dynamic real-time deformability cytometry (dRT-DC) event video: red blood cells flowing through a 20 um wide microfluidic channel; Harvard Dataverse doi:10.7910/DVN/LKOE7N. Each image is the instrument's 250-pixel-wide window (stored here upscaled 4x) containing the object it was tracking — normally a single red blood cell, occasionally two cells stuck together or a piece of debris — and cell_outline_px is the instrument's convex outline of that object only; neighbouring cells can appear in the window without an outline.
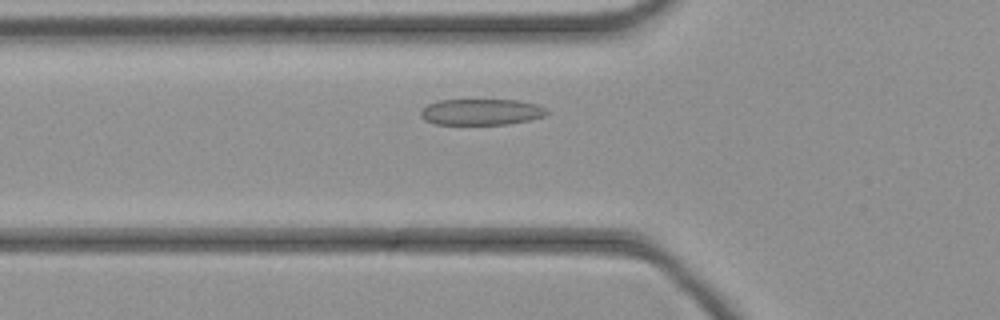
{"species": "common noctule bat (a hibernating species)", "species_latin": "Nyctalus noctula", "temperature_condition": "cold", "stored_images_in_passage": 35, "camera_frame_rate_fps": 3000, "um_per_image_px": 0.085, "animal": {"sex": "female", "body_mass_g": 21.9}, "frame": {"image": 1, "passage_image": 9, "time_ms": 2.667, "image_size_px": [1000, 320], "cell_outline_px": [[548, 112], [544, 116], [528, 120], [508, 124], [436, 124], [424, 120], [420, 116], [420, 112], [428, 104], [440, 100], [520, 100], [536, 104], [544, 108]], "centroid_in_image_um": [40.89, 9.51], "position_along_channel_um": 84.9, "area_um2": 19.07}}
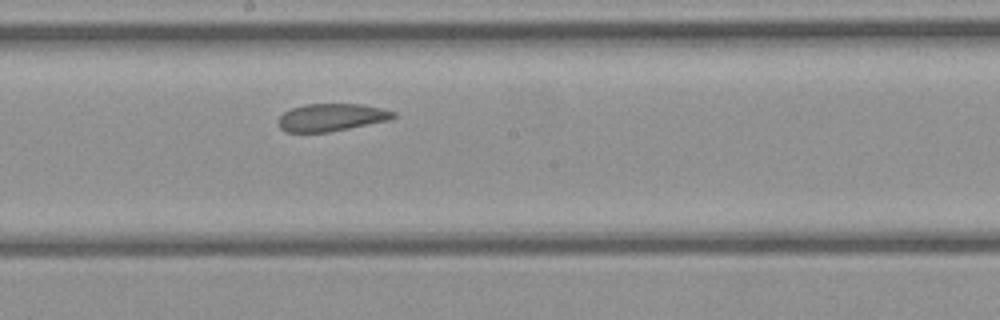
{"frame": {"image": 2, "passage_image": 18, "time_ms": 5.667, "image_size_px": [1000, 320], "cell_outline_px": [[396, 116], [388, 120], [328, 132], [284, 132], [280, 128], [276, 120], [284, 112], [292, 108], [304, 104], [360, 104], [380, 108], [396, 112]], "centroid_in_image_um": [28.11, 9.97], "position_along_channel_um": 220.1, "area_um2": 18.38}}
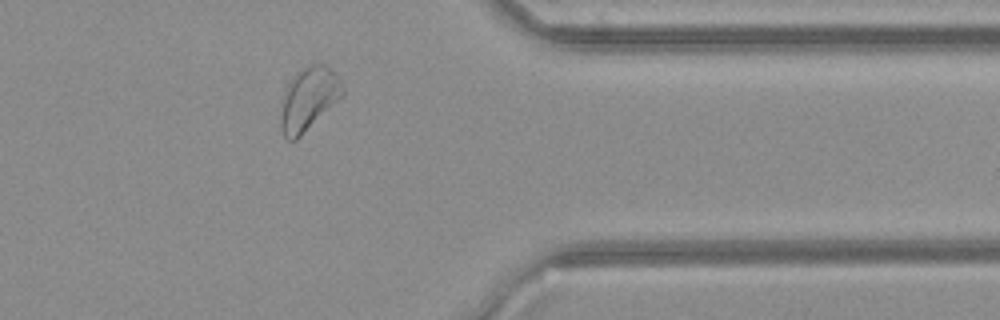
{"frame": {"image": 3, "passage_image": 30, "time_ms": 9.667, "image_size_px": [1000, 320], "cell_outline_px": [[344, 92], [296, 140], [288, 140], [284, 136], [280, 124], [280, 120], [284, 92], [288, 84], [308, 64], [324, 64], [332, 68], [344, 88]], "centroid_in_image_um": [26.21, 8.39], "position_along_channel_um": 385.2, "area_um2": 21.79}}